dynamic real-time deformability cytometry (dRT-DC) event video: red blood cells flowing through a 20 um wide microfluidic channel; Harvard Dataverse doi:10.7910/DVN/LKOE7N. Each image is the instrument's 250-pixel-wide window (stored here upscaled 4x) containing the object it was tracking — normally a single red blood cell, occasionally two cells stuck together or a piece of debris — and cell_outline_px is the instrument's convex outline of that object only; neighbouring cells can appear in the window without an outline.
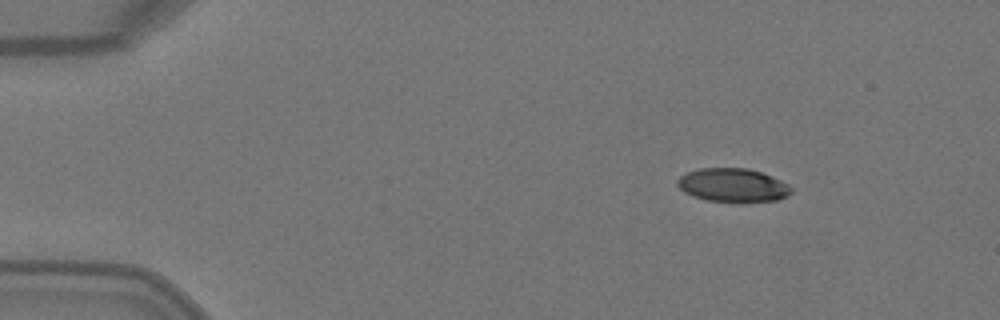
{"species": "Egyptian fruit bat (a non-hibernating species)", "species_latin": "Rousettus aegyptiacus", "temperature_condition": "warm", "stored_images_in_passage": 4, "camera_frame_rate_fps": 3000, "um_per_image_px": 0.085, "animal": {"sex": "female"}, "frame": {"image": 1, "passage_image": 1, "time_ms": 0.0, "image_size_px": [1000, 320], "cell_outline_px": [[792, 192], [788, 196], [780, 200], [740, 204], [708, 200], [684, 192], [676, 184], [676, 180], [680, 176], [688, 172], [700, 168], [748, 168], [760, 172], [780, 180], [788, 184], [792, 188]], "centroid_in_image_um": [62.33, 15.77], "position_along_channel_um": 22.7, "area_um2": 22.72}}
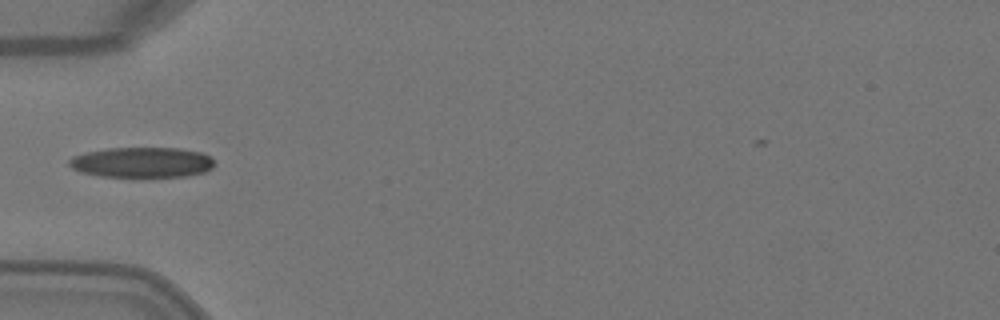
{"frame": {"image": 2, "passage_image": 4, "time_ms": 1.0, "image_size_px": [1000, 320], "cell_outline_px": [[212, 168], [204, 172], [184, 176], [100, 176], [80, 172], [72, 168], [68, 164], [68, 160], [72, 156], [88, 152], [108, 148], [180, 148], [204, 152], [212, 160]], "centroid_in_image_um": [12.04, 13.79], "position_along_channel_um": 73.0, "area_um2": 25.49}}